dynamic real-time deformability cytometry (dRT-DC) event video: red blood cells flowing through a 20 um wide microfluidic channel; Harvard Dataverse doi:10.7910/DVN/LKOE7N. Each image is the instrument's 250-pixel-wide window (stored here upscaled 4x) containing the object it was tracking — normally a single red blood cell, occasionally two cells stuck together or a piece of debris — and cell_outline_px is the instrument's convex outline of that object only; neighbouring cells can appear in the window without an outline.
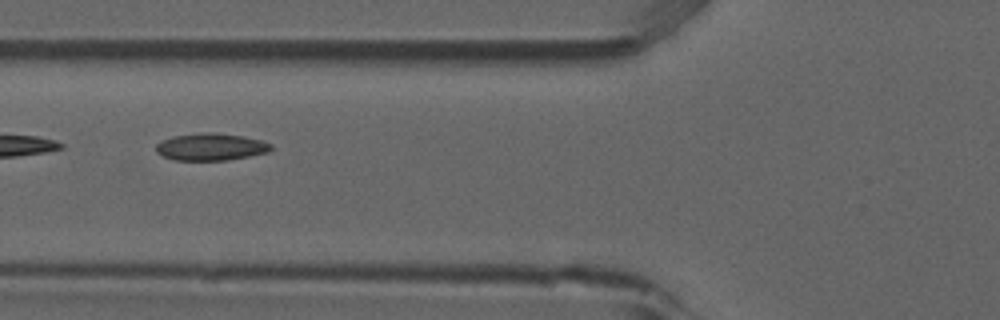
{"species": "common noctule bat (a hibernating species)", "species_latin": "Nyctalus noctula", "temperature_condition": "room temperature", "stored_images_in_passage": 8, "camera_frame_rate_fps": 3000, "um_per_image_px": 0.085, "animal": {"sex": "male", "forearm_length_mm": 52.5}, "frame": {"image": 1, "passage_image": 6, "time_ms": 1.667, "image_size_px": [1000, 320], "cell_outline_px": [[272, 148], [268, 152], [228, 160], [172, 160], [156, 152], [156, 144], [160, 140], [172, 136], [204, 132], [212, 132], [244, 136], [260, 140], [272, 144]], "centroid_in_image_um": [17.89, 12.48], "position_along_channel_um": 107.9, "area_um2": 18.26}}
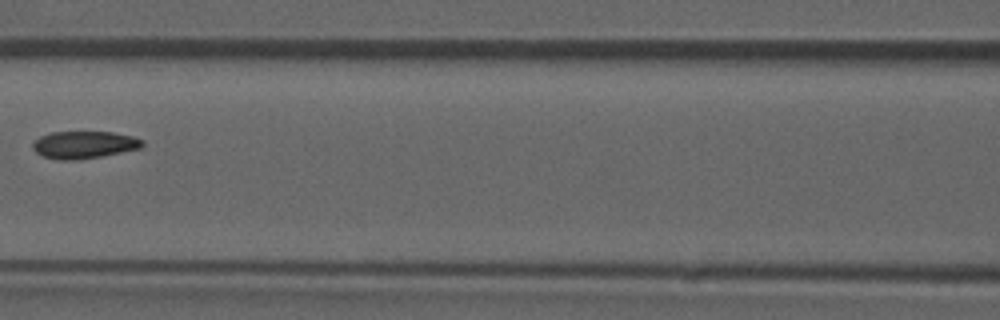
{"frame": {"image": 2, "passage_image": 7, "time_ms": 2.0, "image_size_px": [1000, 320], "cell_outline_px": [[144, 144], [140, 148], [100, 156], [76, 160], [60, 160], [44, 156], [36, 152], [32, 148], [32, 144], [40, 136], [52, 132], [112, 132], [132, 136], [144, 140]], "centroid_in_image_um": [7.14, 12.3], "position_along_channel_um": 159.5, "area_um2": 17.28}}